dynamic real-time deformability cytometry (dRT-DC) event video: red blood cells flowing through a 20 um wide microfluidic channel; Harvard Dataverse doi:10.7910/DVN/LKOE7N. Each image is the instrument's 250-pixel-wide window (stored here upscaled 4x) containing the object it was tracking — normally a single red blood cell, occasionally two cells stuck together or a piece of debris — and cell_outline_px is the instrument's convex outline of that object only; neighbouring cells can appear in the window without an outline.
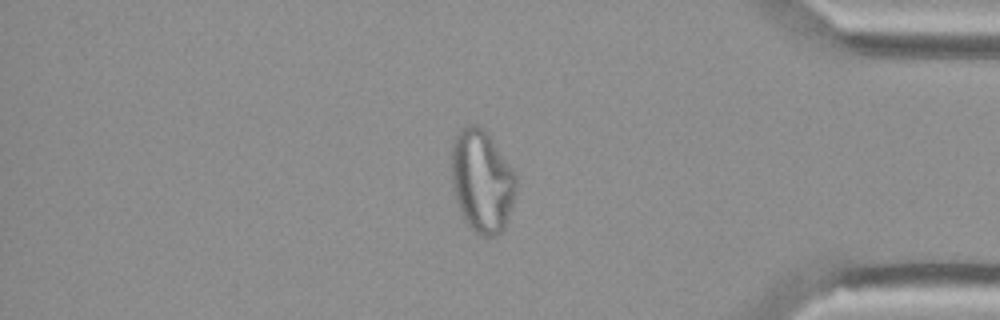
{"species": "Egyptian fruit bat (a non-hibernating species)", "species_latin": "Rousettus aegyptiacus", "temperature_condition": "cold", "stored_images_in_passage": 55, "camera_frame_rate_fps": 3000, "um_per_image_px": 0.085, "animal": {"sex": "female"}, "frame": {"image": 1, "passage_image": 47, "time_ms": 15.333, "image_size_px": [1000, 320], "cell_outline_px": [[516, 192], [504, 228], [496, 236], [480, 236], [472, 232], [464, 220], [456, 200], [452, 184], [452, 140], [460, 128], [468, 124], [476, 124], [488, 132], [516, 176]], "centroid_in_image_um": [40.94, 15.39], "position_along_channel_um": 394.3, "area_um2": 38.73}}